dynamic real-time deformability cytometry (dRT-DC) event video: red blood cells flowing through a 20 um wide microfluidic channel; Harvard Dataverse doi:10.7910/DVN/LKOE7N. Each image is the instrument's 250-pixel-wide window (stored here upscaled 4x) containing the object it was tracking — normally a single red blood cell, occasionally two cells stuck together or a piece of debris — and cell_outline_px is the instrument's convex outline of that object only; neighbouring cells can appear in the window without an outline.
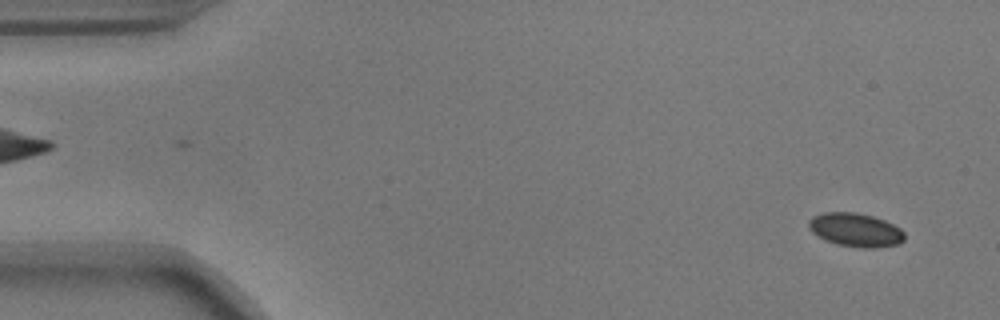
{"species": "common noctule bat (a hibernating species)", "species_latin": "Nyctalus noctula", "temperature_condition": "warm", "stored_images_in_passage": 55, "camera_frame_rate_fps": 3000, "um_per_image_px": 0.085, "animal": {"sex": "male", "body_mass_g": 17.9}, "frame": {"image": 1, "passage_image": 3, "time_ms": 0.667, "image_size_px": [1000, 320], "cell_outline_px": [[904, 240], [896, 244], [876, 248], [864, 248], [836, 244], [824, 240], [812, 232], [808, 228], [808, 220], [812, 216], [824, 212], [856, 212], [872, 216], [884, 220], [900, 228], [904, 232]], "centroid_in_image_um": [72.68, 19.54], "position_along_channel_um": 12.3, "area_um2": 18.84}}
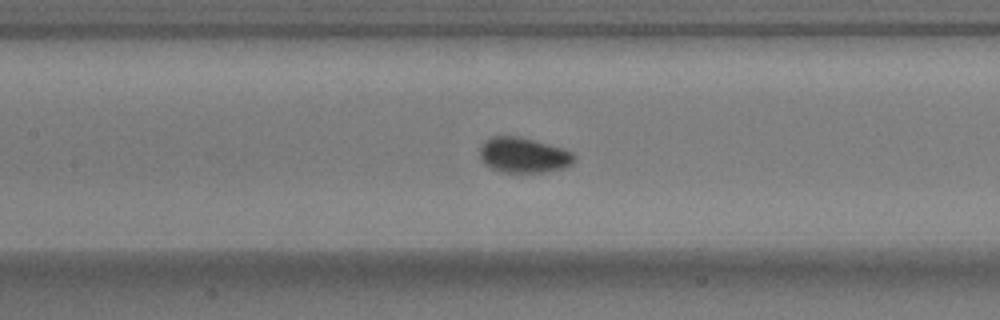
{"frame": {"image": 2, "passage_image": 25, "time_ms": 8.0, "image_size_px": [1000, 320], "cell_outline_px": [[576, 160], [572, 164], [564, 168], [540, 172], [500, 172], [484, 164], [480, 156], [480, 148], [492, 136], [520, 136], [548, 144], [572, 152], [576, 156]], "centroid_in_image_um": [44.52, 13.19], "position_along_channel_um": 162.9, "area_um2": 19.25}}
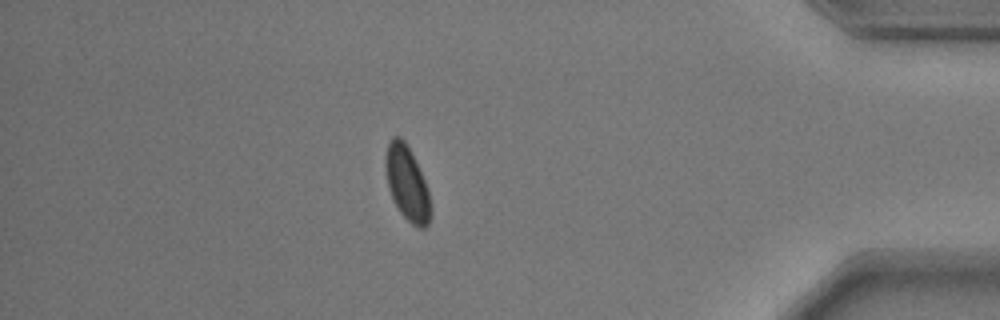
{"frame": {"image": 3, "passage_image": 48, "time_ms": 15.667, "image_size_px": [1000, 320], "cell_outline_px": [[432, 212], [428, 224], [424, 228], [420, 228], [412, 224], [400, 212], [392, 196], [388, 184], [384, 164], [384, 160], [388, 144], [392, 136], [400, 136], [404, 140], [424, 180], [428, 192], [432, 208]], "centroid_in_image_um": [34.6, 15.6], "position_along_channel_um": 400.6, "area_um2": 19.13}, "authors_computed_cell_mechanics": {"area_um2": 18.9584, "velocity_mm_per_s": 3.6296, "shape_relaxation_time_tau1_ms": 3.0307, "shape_relaxation_time_tau2_ms": null, "deformation_change_tau1": 0.0717, "deformation_change_tau2": null}}